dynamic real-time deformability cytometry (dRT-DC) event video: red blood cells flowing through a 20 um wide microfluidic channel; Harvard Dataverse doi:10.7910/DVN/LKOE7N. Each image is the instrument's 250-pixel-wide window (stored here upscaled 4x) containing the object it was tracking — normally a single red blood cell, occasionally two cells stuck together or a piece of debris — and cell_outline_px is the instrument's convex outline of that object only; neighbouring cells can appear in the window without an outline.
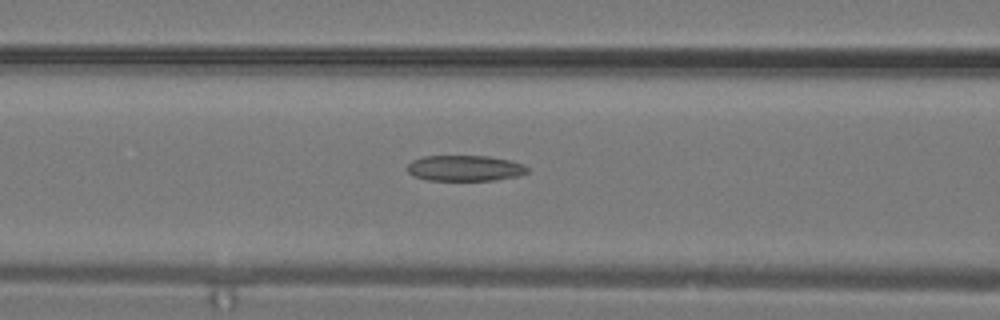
{"species": "common noctule bat (a hibernating species)", "species_latin": "Nyctalus noctula", "temperature_condition": "warm", "stored_images_in_passage": 14, "camera_frame_rate_fps": 3000, "um_per_image_px": 0.085, "animal": {"sex": "male", "body_mass_g": 19.2, "forearm_length_mm": 51.8}, "frame": {"image": 1, "passage_image": 10, "time_ms": 3.0, "image_size_px": [1000, 320], "cell_outline_px": [[528, 172], [516, 176], [496, 180], [428, 180], [412, 176], [408, 172], [408, 164], [412, 160], [424, 156], [488, 156], [512, 160], [524, 164], [528, 168]], "centroid_in_image_um": [39.52, 14.29], "position_along_channel_um": 127.1, "area_um2": 18.09}}
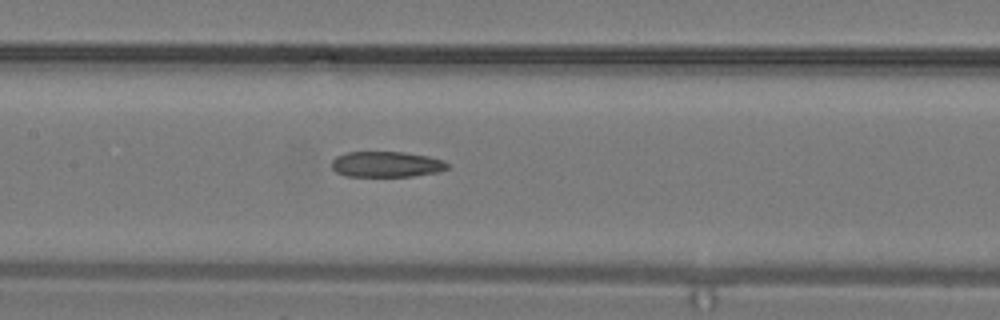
{"frame": {"image": 2, "passage_image": 12, "time_ms": 3.667, "image_size_px": [1000, 320], "cell_outline_px": [[448, 168], [440, 172], [412, 176], [344, 176], [336, 172], [332, 168], [332, 160], [336, 156], [348, 152], [404, 152], [428, 156], [444, 160], [448, 164]], "centroid_in_image_um": [32.85, 13.96], "position_along_channel_um": 174.5, "area_um2": 17.4}}
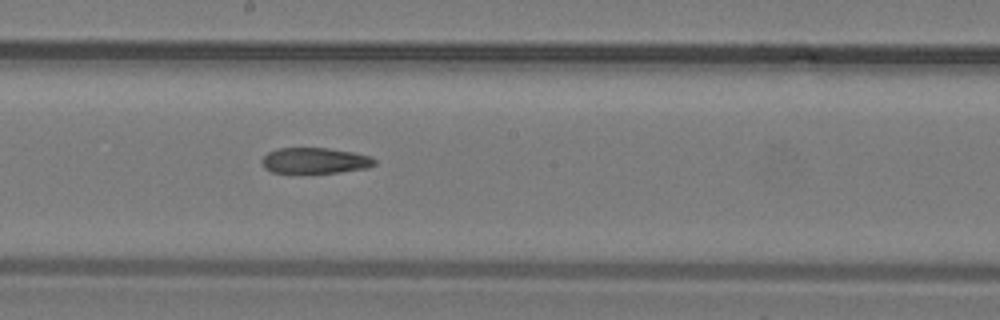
{"frame": {"image": 3, "passage_image": 14, "time_ms": 4.333, "image_size_px": [1000, 320], "cell_outline_px": [[376, 164], [368, 168], [340, 172], [272, 172], [264, 168], [260, 160], [268, 152], [280, 148], [328, 148], [352, 152], [372, 156], [376, 160]], "centroid_in_image_um": [26.79, 13.64], "position_along_channel_um": 221.4, "area_um2": 16.88}}